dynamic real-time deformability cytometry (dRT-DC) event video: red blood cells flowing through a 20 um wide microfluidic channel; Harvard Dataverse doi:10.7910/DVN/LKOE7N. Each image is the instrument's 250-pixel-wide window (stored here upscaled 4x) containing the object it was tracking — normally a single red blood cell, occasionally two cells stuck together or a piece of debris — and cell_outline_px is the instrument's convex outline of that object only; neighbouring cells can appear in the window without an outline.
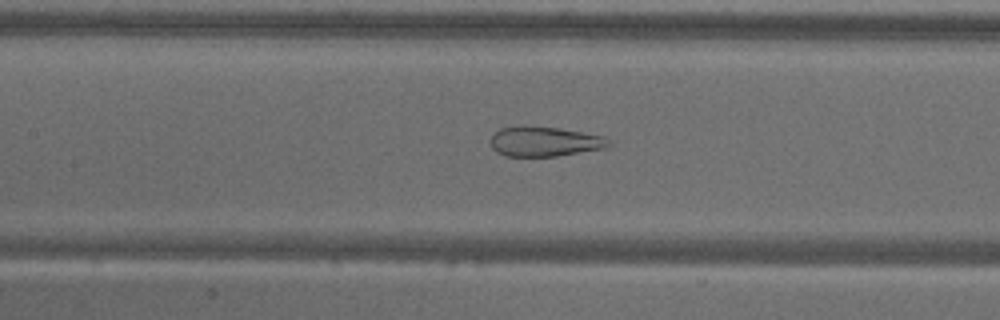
{"species": "common noctule bat (a hibernating species)", "species_latin": "Nyctalus noctula", "temperature_condition": "warm", "stored_images_in_passage": 56, "camera_frame_rate_fps": 3000, "um_per_image_px": 0.085, "animal": {"sex": "male", "body_mass_g": 18.8}, "frame": {"image": 1, "passage_image": 26, "time_ms": 8.333, "image_size_px": [1000, 320], "cell_outline_px": [[612, 144], [604, 148], [556, 156], [504, 156], [496, 152], [492, 148], [492, 136], [500, 128], [560, 128], [604, 136]], "centroid_in_image_um": [46.32, 12.06], "position_along_channel_um": 161.1, "area_um2": 19.83}}
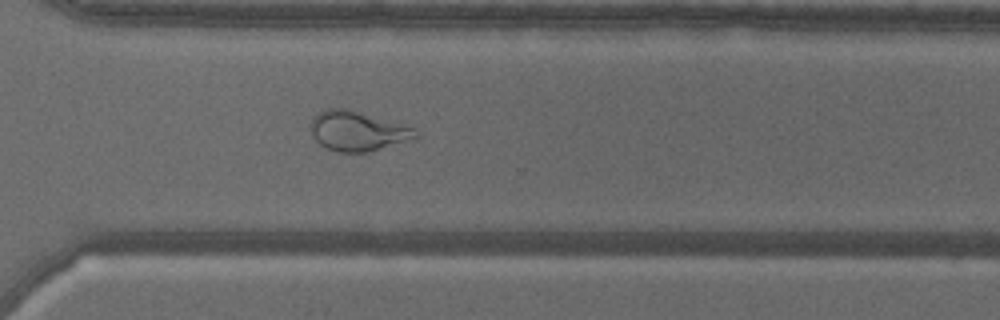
{"frame": {"image": 2, "passage_image": 41, "time_ms": 13.333, "image_size_px": [1000, 320], "cell_outline_px": [[420, 136], [416, 140], [368, 152], [340, 152], [328, 148], [320, 144], [312, 136], [308, 124], [312, 116], [324, 108], [348, 108], [404, 124], [416, 128]], "centroid_in_image_um": [30.42, 11.12], "position_along_channel_um": 340.2, "area_um2": 25.09}}
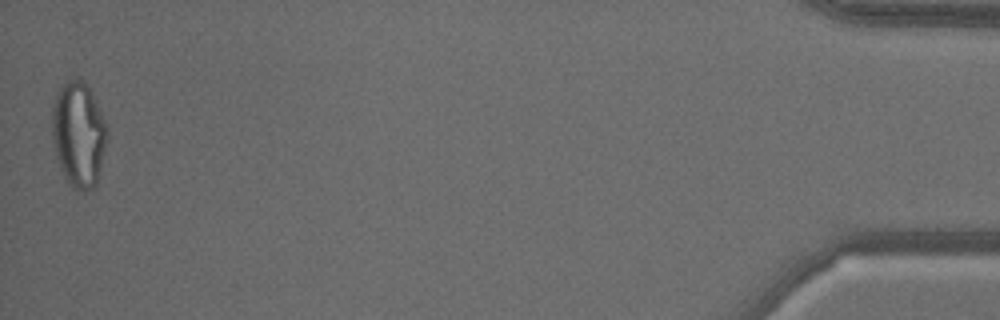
{"frame": {"image": 3, "passage_image": 56, "time_ms": 18.333, "image_size_px": [1000, 320], "cell_outline_px": [[108, 136], [96, 184], [92, 188], [84, 192], [80, 192], [72, 188], [68, 184], [60, 168], [56, 156], [52, 140], [52, 108], [56, 96], [60, 88], [68, 80], [76, 76], [88, 88], [108, 128]], "centroid_in_image_um": [6.66, 11.47], "position_along_channel_um": 428.5, "area_um2": 33.58}, "authors_computed_cell_mechanics": {"area_um2": 28.8711, "velocity_mm_per_s": 3.5898, "shape_relaxation_time_tau1_ms": null, "shape_relaxation_time_tau2_ms": 1.0114, "deformation_change_tau1": null, "deformation_change_tau2": 0.0962}}